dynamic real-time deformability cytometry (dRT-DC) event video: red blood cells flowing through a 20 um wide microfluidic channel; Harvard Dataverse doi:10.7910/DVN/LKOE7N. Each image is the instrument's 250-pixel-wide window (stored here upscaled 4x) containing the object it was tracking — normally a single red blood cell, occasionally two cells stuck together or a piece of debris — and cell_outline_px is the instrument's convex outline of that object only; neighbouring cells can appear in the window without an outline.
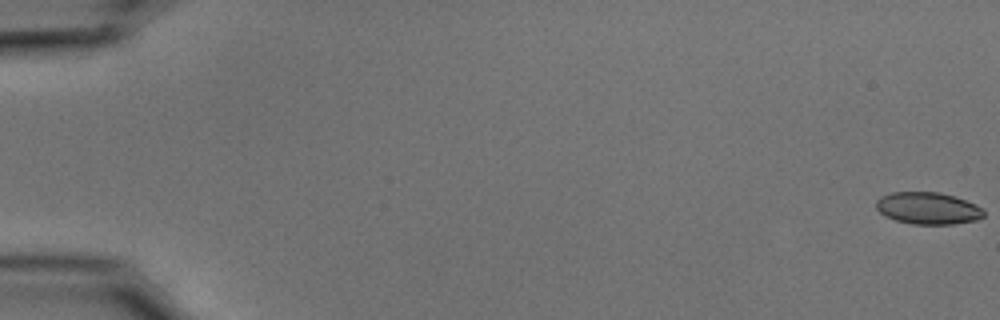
{"species": "common noctule bat (a hibernating species)", "species_latin": "Nyctalus noctula", "temperature_condition": "cold", "stored_images_in_passage": 56, "camera_frame_rate_fps": 3000, "um_per_image_px": 0.085, "animal": {"sex": "male", "body_mass_g": 15.6}, "frame": {"image": 1, "passage_image": 1, "time_ms": 0.0, "image_size_px": [1000, 320], "cell_outline_px": [[984, 216], [976, 220], [952, 224], [912, 224], [896, 220], [884, 216], [876, 208], [876, 200], [880, 196], [892, 192], [940, 192], [956, 196], [976, 204], [984, 208]], "centroid_in_image_um": [78.88, 17.69], "position_along_channel_um": 6.1, "area_um2": 20.29}}
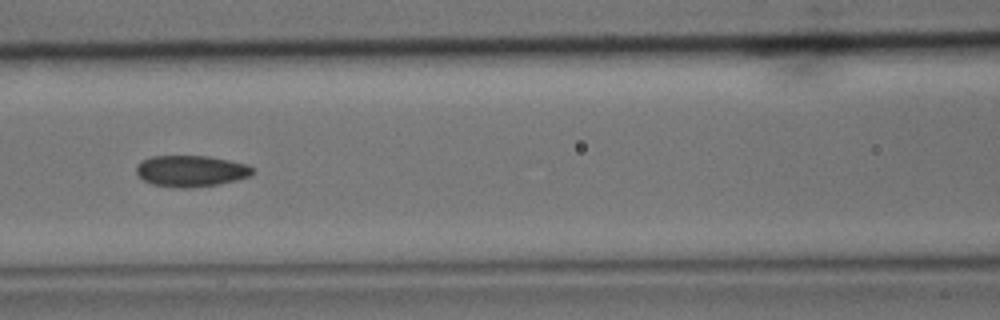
{"frame": {"image": 2, "passage_image": 26, "time_ms": 8.333, "image_size_px": [1000, 320], "cell_outline_px": [[252, 172], [248, 176], [236, 180], [216, 184], [192, 188], [180, 188], [152, 184], [144, 180], [136, 172], [136, 164], [140, 160], [152, 156], [208, 156], [248, 164], [252, 168]], "centroid_in_image_um": [16.18, 14.53], "position_along_channel_um": 150.4, "area_um2": 21.1}}
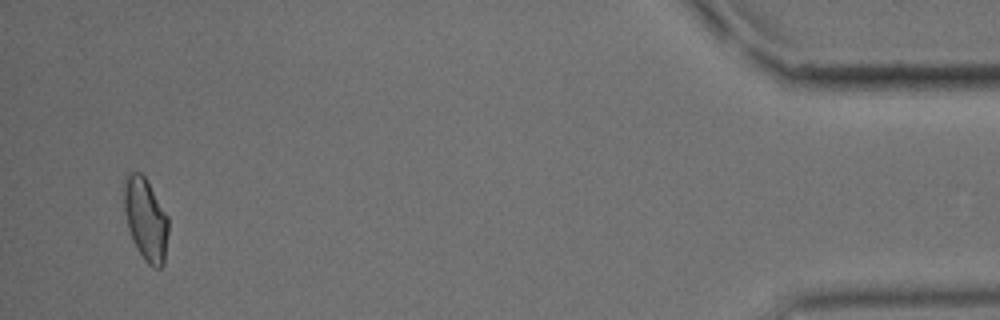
{"frame": {"image": 3, "passage_image": 54, "time_ms": 17.667, "image_size_px": [1000, 320], "cell_outline_px": [[168, 232], [164, 264], [160, 268], [152, 268], [144, 260], [136, 248], [132, 240], [128, 228], [124, 212], [124, 176], [132, 172], [140, 172], [148, 180], [168, 216]], "centroid_in_image_um": [12.38, 18.64], "position_along_channel_um": 422.8, "area_um2": 21.68}, "authors_computed_cell_mechanics": {"area_um2": 20.8947, "velocity_mm_per_s": 3.6961, "shape_relaxation_time_tau1_ms": 5.1647, "shape_relaxation_time_tau2_ms": 2.1081, "deformation_change_tau1": 0.1179, "deformation_change_tau2": 0.0644}}